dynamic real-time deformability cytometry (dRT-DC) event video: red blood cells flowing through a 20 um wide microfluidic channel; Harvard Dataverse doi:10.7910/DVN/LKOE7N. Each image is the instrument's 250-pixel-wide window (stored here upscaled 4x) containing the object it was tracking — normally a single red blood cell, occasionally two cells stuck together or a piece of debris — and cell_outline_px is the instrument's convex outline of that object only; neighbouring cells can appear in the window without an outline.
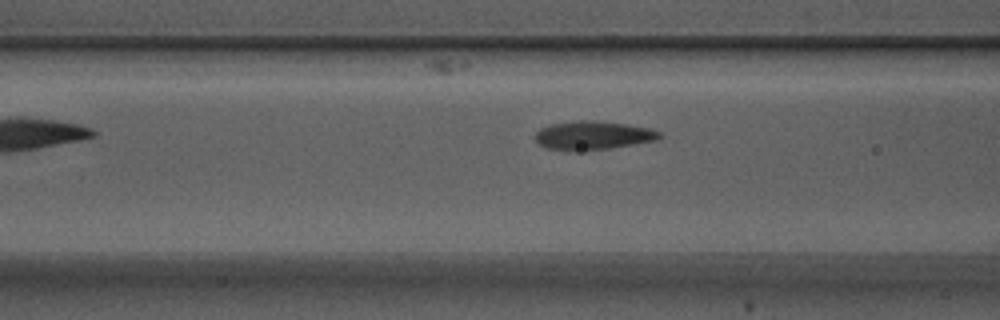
{"species": "Egyptian fruit bat (a non-hibernating species)", "species_latin": "Rousettus aegyptiacus", "temperature_condition": "warm", "stored_images_in_passage": 5, "camera_frame_rate_fps": 3000, "um_per_image_px": 0.085, "animal": {"sex": "male"}, "frame": {"image": 1, "passage_image": 4, "time_ms": 1.0, "image_size_px": [1000, 320], "cell_outline_px": [[664, 136], [656, 140], [608, 148], [544, 148], [532, 136], [540, 128], [552, 124], [580, 120], [592, 120], [624, 124], [652, 128], [660, 132]], "centroid_in_image_um": [50.43, 11.46], "position_along_channel_um": 116.2, "area_um2": 19.94}}